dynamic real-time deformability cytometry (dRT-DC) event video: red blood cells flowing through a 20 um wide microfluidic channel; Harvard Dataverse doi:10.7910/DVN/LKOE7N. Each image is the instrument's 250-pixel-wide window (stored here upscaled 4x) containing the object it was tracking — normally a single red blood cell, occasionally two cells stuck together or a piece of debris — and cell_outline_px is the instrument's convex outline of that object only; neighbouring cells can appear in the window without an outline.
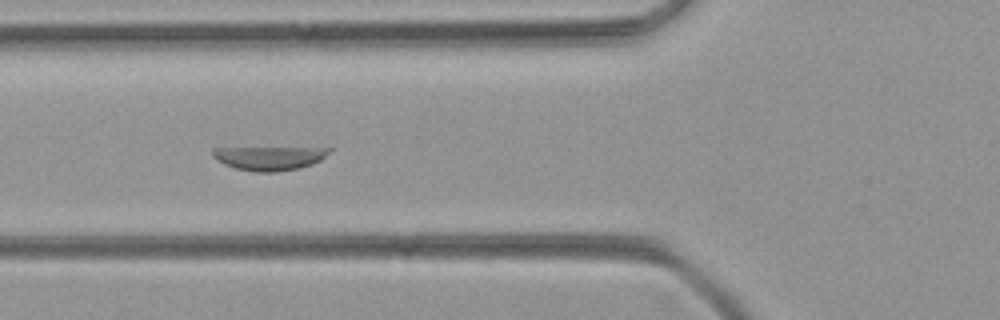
{"species": "common noctule bat (a hibernating species)", "species_latin": "Nyctalus noctula", "temperature_condition": "room temperature", "stored_images_in_passage": 16, "camera_frame_rate_fps": 3000, "um_per_image_px": 0.085, "animal": {"sex": "female", "body_mass_g": 21.9}, "frame": {"image": 1, "passage_image": 16, "time_ms": 5.0, "image_size_px": [1000, 320], "cell_outline_px": [[332, 148], [320, 160], [312, 164], [300, 168], [276, 172], [256, 172], [236, 168], [224, 164], [216, 160], [212, 156], [212, 148]], "centroid_in_image_um": [22.85, 13.44], "position_along_channel_um": 103.0, "area_um2": 16.01}}